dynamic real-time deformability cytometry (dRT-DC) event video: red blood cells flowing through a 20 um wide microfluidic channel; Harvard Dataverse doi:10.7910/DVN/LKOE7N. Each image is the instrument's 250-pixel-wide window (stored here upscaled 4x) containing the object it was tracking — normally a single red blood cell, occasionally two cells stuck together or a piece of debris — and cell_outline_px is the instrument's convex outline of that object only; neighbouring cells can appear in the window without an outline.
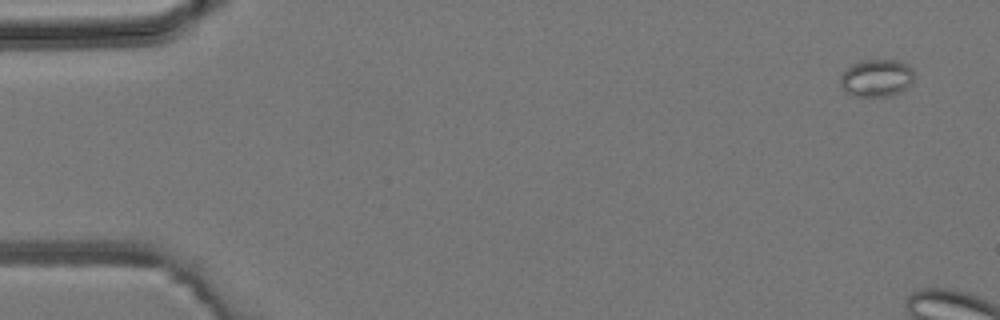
{"species": "common noctule bat (a hibernating species)", "species_latin": "Nyctalus noctula", "temperature_condition": "room temperature", "stored_images_in_passage": 3, "camera_frame_rate_fps": 3000, "um_per_image_px": 0.085, "animal": {"sex": "male", "body_mass_g": 19.2, "forearm_length_mm": 51.8}, "frame": {"image": 1, "passage_image": 1, "time_ms": 0.0, "image_size_px": [1000, 320], "cell_outline_px": [[912, 80], [900, 92], [888, 96], [848, 96], [840, 88], [840, 76], [852, 64], [864, 60], [900, 60], [908, 64], [912, 68]], "centroid_in_image_um": [74.45, 6.64], "position_along_channel_um": 10.5, "area_um2": 16.13}}